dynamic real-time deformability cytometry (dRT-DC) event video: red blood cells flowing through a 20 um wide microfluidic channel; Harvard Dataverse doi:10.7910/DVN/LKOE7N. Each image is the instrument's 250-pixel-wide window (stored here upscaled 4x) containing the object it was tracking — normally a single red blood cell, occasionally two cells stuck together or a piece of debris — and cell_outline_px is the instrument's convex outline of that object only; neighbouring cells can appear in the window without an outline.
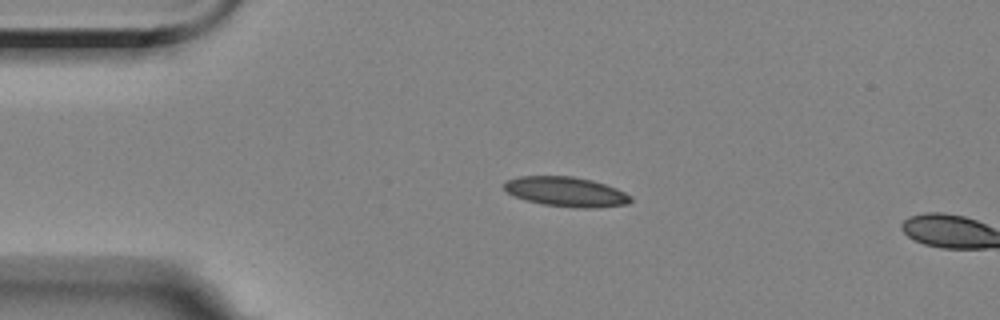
{"species": "Egyptian fruit bat (a non-hibernating species)", "species_latin": "Rousettus aegyptiacus", "temperature_condition": "room temperature", "stored_images_in_passage": 4, "camera_frame_rate_fps": 3000, "um_per_image_px": 0.085, "animal": {"sex": "female"}, "frame": {"image": 1, "passage_image": 3, "time_ms": 2.667, "image_size_px": [1000, 320], "cell_outline_px": [[632, 200], [628, 204], [592, 208], [580, 208], [544, 204], [524, 200], [512, 196], [504, 188], [504, 180], [520, 176], [572, 176], [592, 180], [616, 188], [632, 196]], "centroid_in_image_um": [48.09, 16.29], "position_along_channel_um": 36.9, "area_um2": 21.96}}